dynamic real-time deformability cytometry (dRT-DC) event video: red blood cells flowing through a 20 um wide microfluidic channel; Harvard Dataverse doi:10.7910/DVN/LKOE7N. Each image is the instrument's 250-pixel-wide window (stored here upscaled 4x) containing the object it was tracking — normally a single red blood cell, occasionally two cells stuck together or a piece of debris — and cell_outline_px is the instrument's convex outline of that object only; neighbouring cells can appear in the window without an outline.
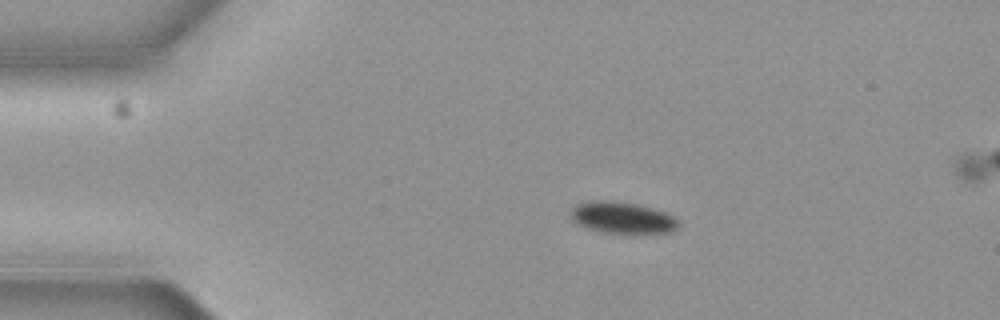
{"species": "common noctule bat (a hibernating species)", "species_latin": "Nyctalus noctula", "temperature_condition": "cold", "stored_images_in_passage": 6, "camera_frame_rate_fps": 3000, "um_per_image_px": 0.085, "animal": {"sex": "female", "body_mass_g": 19.3, "forearm_length_mm": 54.1}, "frame": {"image": 1, "passage_image": 3, "time_ms": 0.667, "image_size_px": [1000, 320], "cell_outline_px": [[680, 224], [672, 232], [604, 232], [584, 228], [572, 216], [572, 208], [576, 204], [592, 200], [604, 200], [640, 204], [664, 212], [680, 220]], "centroid_in_image_um": [52.92, 18.48], "position_along_channel_um": 32.1, "area_um2": 19.42}}
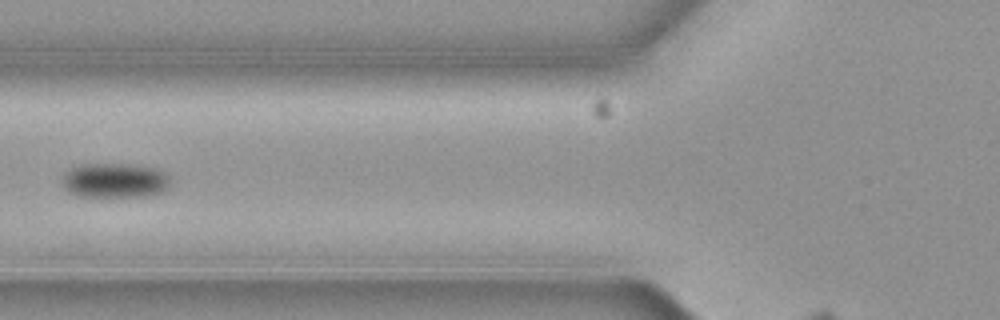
{"frame": {"image": 2, "passage_image": 6, "time_ms": 1.667, "image_size_px": [1000, 320], "cell_outline_px": [[172, 184], [164, 192], [148, 196], [80, 196], [68, 192], [64, 188], [64, 172], [72, 168], [84, 164], [128, 164], [156, 168], [164, 172], [172, 180]], "centroid_in_image_um": [9.83, 15.34], "position_along_channel_um": 116.0, "area_um2": 21.96}}